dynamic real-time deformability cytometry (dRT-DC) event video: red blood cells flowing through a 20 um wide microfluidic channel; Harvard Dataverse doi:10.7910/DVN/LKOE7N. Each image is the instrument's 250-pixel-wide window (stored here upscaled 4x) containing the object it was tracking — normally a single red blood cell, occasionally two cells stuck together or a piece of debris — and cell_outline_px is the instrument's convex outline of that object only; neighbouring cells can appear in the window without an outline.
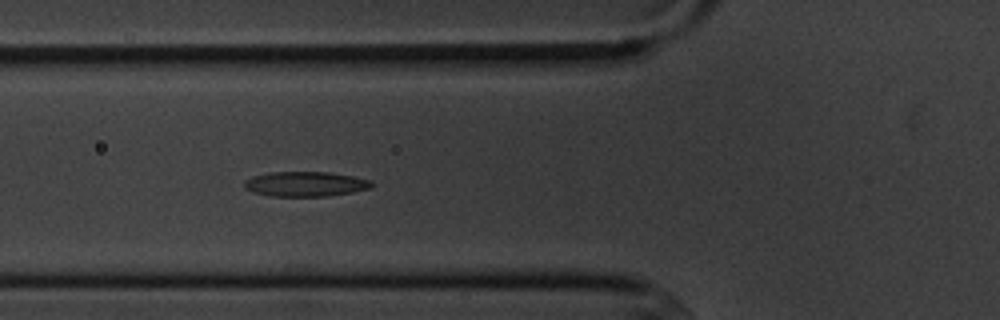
{"species": "common noctule bat (a hibernating species)", "species_latin": "Nyctalus noctula", "temperature_condition": "cold", "stored_images_in_passage": 4, "camera_frame_rate_fps": 3000, "um_per_image_px": 0.085, "animal": {"sex": "male", "body_mass_g": 20.1, "forearm_length_mm": 53.5}, "frame": {"image": 1, "passage_image": 4, "time_ms": 3.333, "image_size_px": [1000, 320], "cell_outline_px": [[376, 184], [372, 188], [352, 192], [328, 196], [272, 196], [252, 192], [244, 188], [244, 180], [252, 176], [272, 172], [328, 172], [352, 176], [372, 180]], "centroid_in_image_um": [25.99, 15.64], "position_along_channel_um": 99.8, "area_um2": 18.61}}